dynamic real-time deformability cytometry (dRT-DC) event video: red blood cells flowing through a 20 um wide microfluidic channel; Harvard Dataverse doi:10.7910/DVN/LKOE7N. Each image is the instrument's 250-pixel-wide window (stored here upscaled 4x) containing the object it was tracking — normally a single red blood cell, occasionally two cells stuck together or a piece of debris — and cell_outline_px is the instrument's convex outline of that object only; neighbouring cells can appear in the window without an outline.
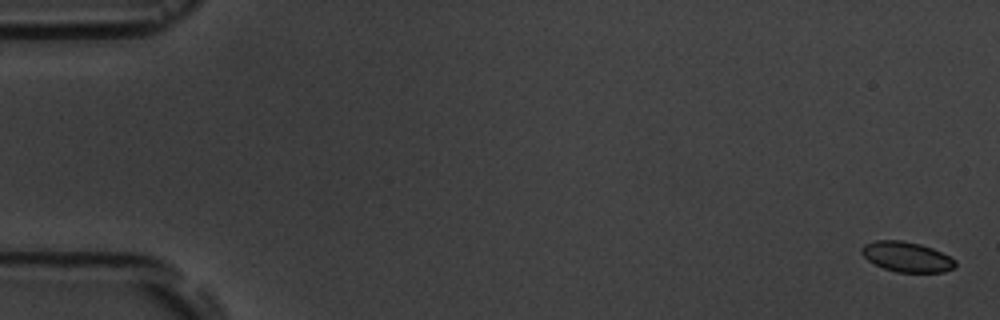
{"species": "common noctule bat (a hibernating species)", "species_latin": "Nyctalus noctula", "temperature_condition": "room temperature", "stored_images_in_passage": 5, "camera_frame_rate_fps": 3000, "um_per_image_px": 0.085, "animal": {"sex": "male", "body_mass_g": 19.5, "forearm_length_mm": 54.6}, "frame": {"image": 1, "passage_image": 1, "time_ms": 0.0, "image_size_px": [1000, 320], "cell_outline_px": [[956, 264], [952, 268], [944, 272], [896, 272], [884, 268], [868, 260], [860, 252], [860, 248], [864, 244], [876, 240], [900, 240], [920, 244], [932, 248], [956, 260]], "centroid_in_image_um": [77.05, 21.82], "position_along_channel_um": 8.0, "area_um2": 16.3}}
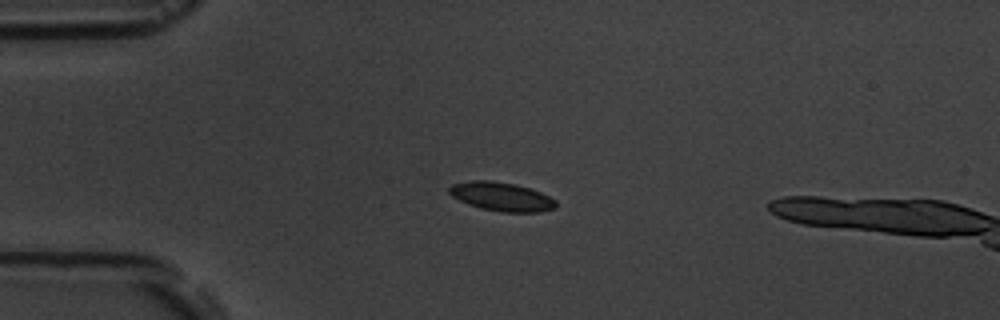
{"frame": {"image": 2, "passage_image": 4, "time_ms": 4.333, "image_size_px": [1000, 320], "cell_outline_px": [[556, 208], [540, 212], [500, 212], [480, 208], [468, 204], [452, 196], [448, 192], [448, 188], [452, 184], [472, 180], [492, 180], [512, 184], [528, 188], [540, 192], [556, 200]], "centroid_in_image_um": [42.61, 16.72], "position_along_channel_um": 42.4, "area_um2": 17.86}}